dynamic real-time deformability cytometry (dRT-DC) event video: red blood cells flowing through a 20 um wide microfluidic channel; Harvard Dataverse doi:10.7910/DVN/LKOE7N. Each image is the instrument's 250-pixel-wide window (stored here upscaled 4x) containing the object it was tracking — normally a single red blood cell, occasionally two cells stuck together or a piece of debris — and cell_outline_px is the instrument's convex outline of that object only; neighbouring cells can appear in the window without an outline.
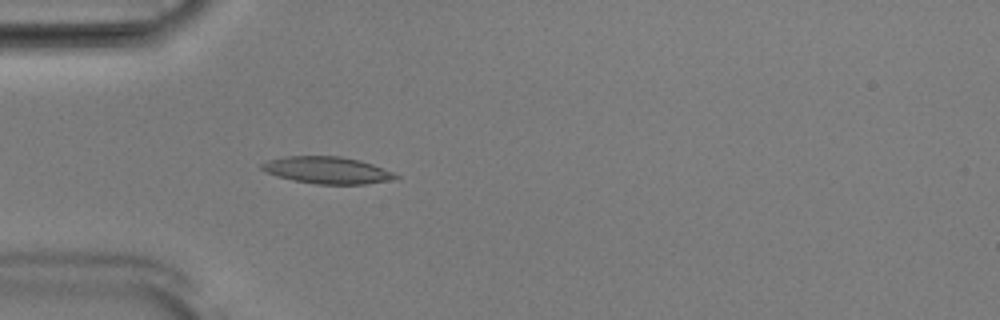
{"species": "Egyptian fruit bat (a non-hibernating species)", "species_latin": "Rousettus aegyptiacus", "temperature_condition": "room temperature", "stored_images_in_passage": 42, "camera_frame_rate_fps": 3000, "um_per_image_px": 0.085, "animal": {"sex": "male"}, "frame": {"image": 1, "passage_image": 5, "time_ms": 1.333, "image_size_px": [1000, 320], "cell_outline_px": [[400, 176], [396, 180], [364, 184], [316, 184], [292, 180], [276, 176], [264, 172], [260, 168], [260, 164], [268, 160], [288, 156], [340, 156], [360, 160], [384, 168]], "centroid_in_image_um": [27.81, 14.47], "position_along_channel_um": 57.2, "area_um2": 21.21}}
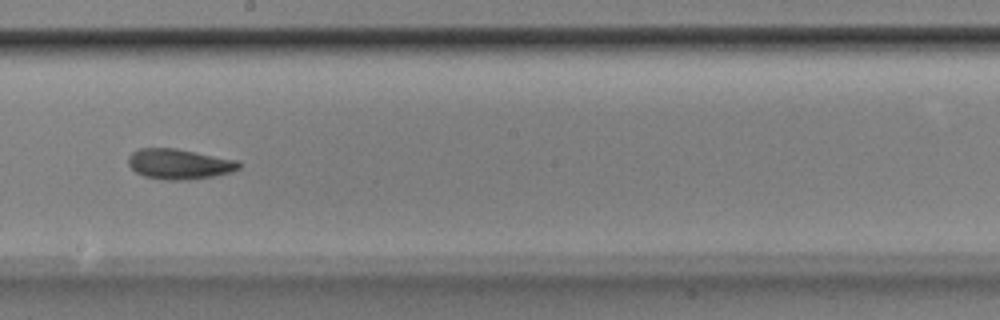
{"frame": {"image": 2, "passage_image": 19, "time_ms": 6.0, "image_size_px": [1000, 320], "cell_outline_px": [[240, 168], [228, 172], [212, 176], [188, 180], [168, 180], [144, 176], [136, 172], [128, 164], [128, 156], [132, 152], [140, 148], [176, 148], [240, 160]], "centroid_in_image_um": [15.23, 13.93], "position_along_channel_um": 233.0, "area_um2": 19.54}}
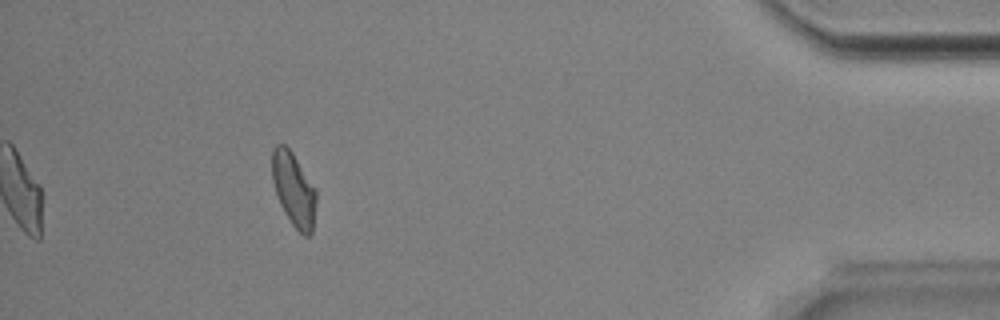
{"frame": {"image": 3, "passage_image": 37, "time_ms": 12.0, "image_size_px": [1000, 320], "cell_outline_px": [[316, 204], [312, 232], [308, 236], [304, 236], [292, 224], [284, 212], [280, 204], [272, 180], [272, 148], [276, 144], [284, 144], [292, 152], [316, 188]], "centroid_in_image_um": [24.97, 16.09], "position_along_channel_um": 410.2, "area_um2": 18.96}, "authors_computed_cell_mechanics": {"area_um2": 19.1607, "velocity_mm_per_s": 3.8807, "shape_relaxation_time_tau1_ms": 4.8296, "shape_relaxation_time_tau2_ms": 3.7251, "deformation_change_tau1": 0.1375, "deformation_change_tau2": 0.1135}}